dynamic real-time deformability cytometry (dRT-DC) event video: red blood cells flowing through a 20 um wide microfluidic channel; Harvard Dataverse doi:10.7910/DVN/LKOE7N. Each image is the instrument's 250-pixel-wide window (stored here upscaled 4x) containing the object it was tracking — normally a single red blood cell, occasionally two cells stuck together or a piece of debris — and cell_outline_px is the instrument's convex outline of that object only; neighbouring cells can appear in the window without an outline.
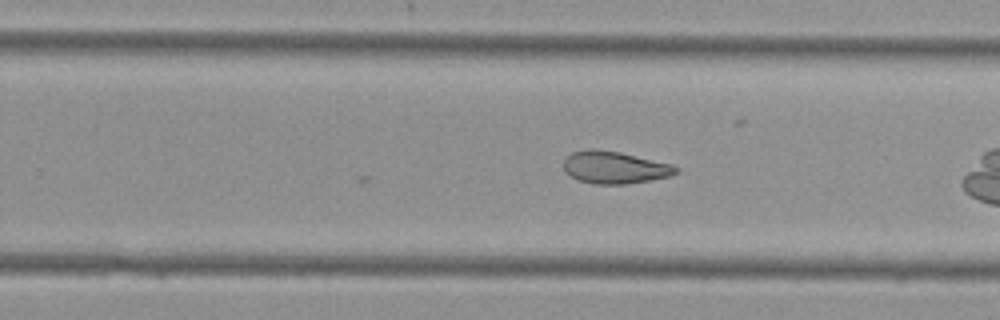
{"species": "Egyptian fruit bat (a non-hibernating species)", "species_latin": "Rousettus aegyptiacus", "temperature_condition": "cold", "stored_images_in_passage": 19, "camera_frame_rate_fps": 3000, "um_per_image_px": 0.085, "animal": {"sex": "female"}, "frame": {"image": 1, "passage_image": 19, "time_ms": 6.0, "image_size_px": [1000, 320], "cell_outline_px": [[680, 172], [672, 176], [628, 184], [596, 184], [576, 180], [564, 172], [564, 160], [572, 152], [620, 152], [672, 164], [680, 168]], "centroid_in_image_um": [52.32, 14.29], "position_along_channel_um": 277.5, "area_um2": 20.69}}